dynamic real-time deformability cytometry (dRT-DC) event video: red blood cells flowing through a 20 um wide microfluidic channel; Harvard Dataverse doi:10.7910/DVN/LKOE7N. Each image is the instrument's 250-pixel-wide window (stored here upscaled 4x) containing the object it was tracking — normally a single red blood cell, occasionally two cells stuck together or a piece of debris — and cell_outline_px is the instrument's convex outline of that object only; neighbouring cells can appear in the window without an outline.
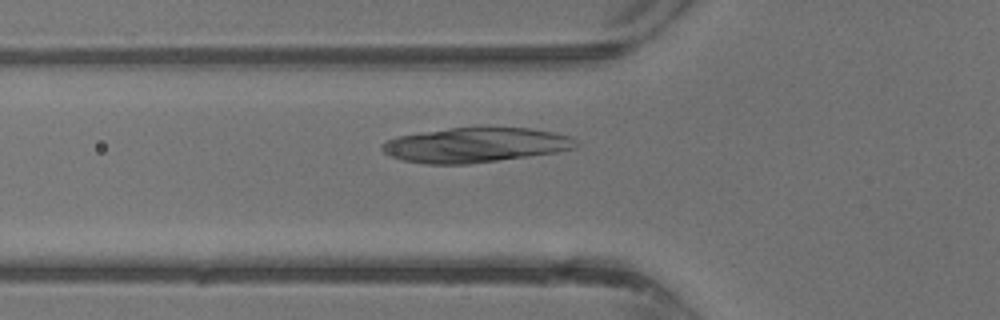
{"species": "common noctule bat (a hibernating species)", "species_latin": "Nyctalus noctula", "temperature_condition": "warm", "stored_images_in_passage": 36, "camera_frame_rate_fps": 3000, "um_per_image_px": 0.085, "animal": {"sex": "male", "body_mass_g": 13.3}, "frame": {"image": 1, "passage_image": 13, "time_ms": 4.0, "image_size_px": [1000, 320], "cell_outline_px": [[580, 144], [576, 148], [556, 152], [528, 156], [468, 164], [424, 164], [400, 160], [388, 156], [380, 148], [380, 144], [396, 136], [420, 132], [448, 128], [528, 128], [552, 132], [572, 136]], "centroid_in_image_um": [40.37, 12.33], "position_along_channel_um": 85.4, "area_um2": 39.42}}
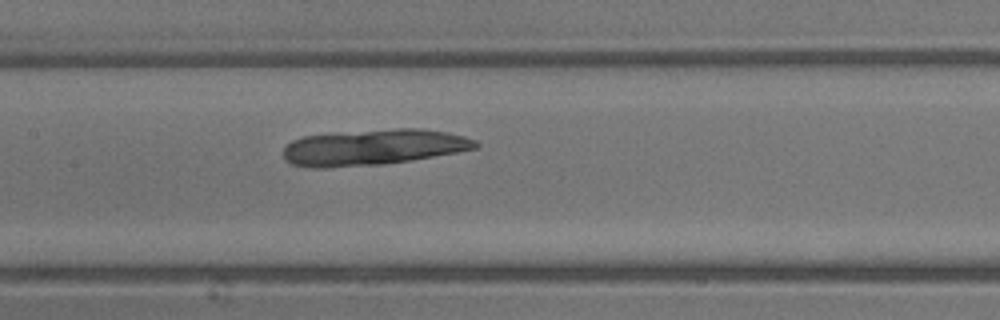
{"frame": {"image": 2, "passage_image": 18, "time_ms": 5.667, "image_size_px": [1000, 320], "cell_outline_px": [[480, 144], [476, 148], [456, 152], [412, 160], [384, 164], [324, 168], [304, 168], [292, 164], [284, 160], [284, 148], [292, 140], [304, 136], [396, 128], [424, 128], [448, 132], [464, 136], [476, 140]], "centroid_in_image_um": [31.74, 12.52], "position_along_channel_um": 175.7, "area_um2": 40.23}}
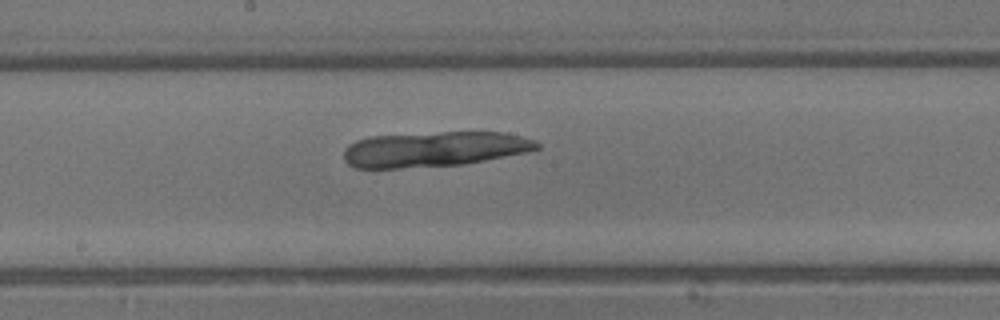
{"frame": {"image": 3, "passage_image": 20, "time_ms": 6.333, "image_size_px": [1000, 320], "cell_outline_px": [[540, 148], [524, 152], [464, 164], [400, 168], [356, 168], [348, 164], [344, 160], [344, 148], [348, 144], [356, 140], [368, 136], [440, 132], [504, 132], [536, 140], [540, 144]], "centroid_in_image_um": [36.86, 12.67], "position_along_channel_um": 211.3, "area_um2": 39.59}}